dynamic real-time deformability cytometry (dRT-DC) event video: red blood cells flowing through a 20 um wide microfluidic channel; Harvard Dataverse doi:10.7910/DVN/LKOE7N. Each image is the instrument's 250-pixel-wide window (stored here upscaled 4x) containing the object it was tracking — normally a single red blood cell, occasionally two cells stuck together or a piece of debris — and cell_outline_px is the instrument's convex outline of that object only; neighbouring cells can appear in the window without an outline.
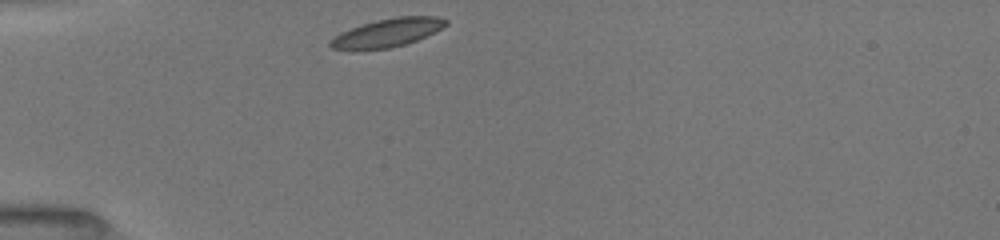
{"species": "common noctule bat (a hibernating species)", "species_latin": "Nyctalus noctula", "temperature_condition": "room temperature", "stored_images_in_passage": 4, "camera_frame_rate_fps": 3000, "um_per_image_px": 0.085, "animal": {"sex": "female", "body_mass_g": 19.5, "forearm_length_mm": 54.1}, "frame": {"image": 1, "passage_image": 1, "time_ms": 0.0, "image_size_px": [1000, 240], "cell_outline_px": [[448, 24], [416, 40], [404, 44], [388, 48], [332, 48], [328, 44], [328, 40], [340, 32], [364, 24], [396, 16], [436, 16], [448, 20]], "centroid_in_image_um": [32.94, 2.75], "position_along_channel_um": 52.1, "area_um2": 18.32}}
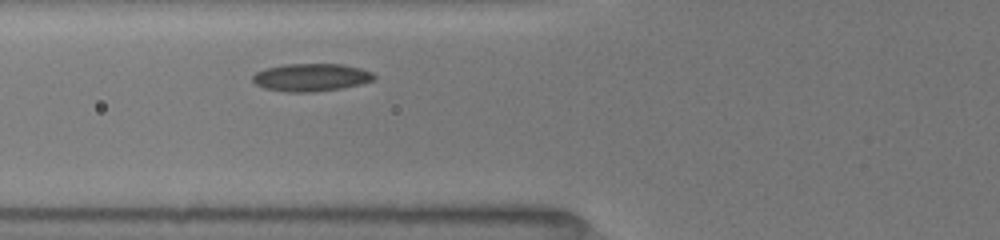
{"frame": {"image": 2, "passage_image": 4, "time_ms": 1.667, "image_size_px": [1000, 240], "cell_outline_px": [[376, 76], [372, 80], [360, 84], [340, 88], [312, 92], [288, 92], [264, 88], [256, 84], [252, 80], [252, 76], [256, 72], [264, 68], [284, 64], [344, 64], [360, 68], [372, 72]], "centroid_in_image_um": [26.42, 6.57], "position_along_channel_um": 99.4, "area_um2": 19.59}}